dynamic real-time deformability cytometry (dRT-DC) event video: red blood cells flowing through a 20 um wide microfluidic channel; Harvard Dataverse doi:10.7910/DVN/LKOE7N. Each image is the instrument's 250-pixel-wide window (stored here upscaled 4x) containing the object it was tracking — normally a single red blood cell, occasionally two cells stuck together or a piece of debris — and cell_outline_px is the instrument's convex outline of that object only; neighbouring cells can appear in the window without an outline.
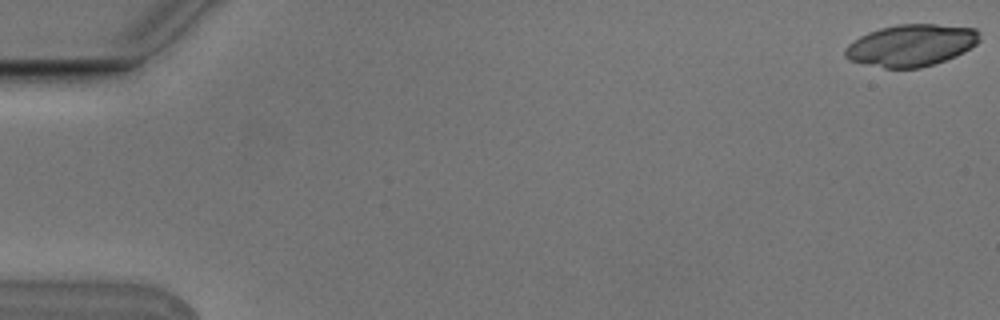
{"species": "Egyptian fruit bat (a non-hibernating species)", "species_latin": "Rousettus aegyptiacus", "temperature_condition": "cold", "stored_images_in_passage": 7, "camera_frame_rate_fps": 3000, "um_per_image_px": 0.085, "animal": {"sex": "male"}, "frame": {"image": 1, "passage_image": 1, "time_ms": 0.0, "image_size_px": [1000, 320], "cell_outline_px": [[980, 40], [976, 44], [964, 52], [956, 56], [920, 68], [884, 68], [848, 60], [844, 56], [844, 48], [848, 44], [860, 36], [868, 32], [880, 28], [896, 24], [936, 24], [976, 28], [980, 32]], "centroid_in_image_um": [77.44, 3.84], "position_along_channel_um": 7.6, "area_um2": 32.95}}